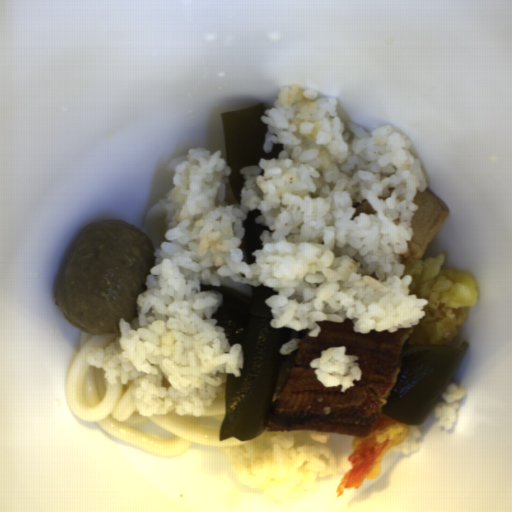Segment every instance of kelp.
<instances>
[{
  "label": "kelp",
  "mask_w": 512,
  "mask_h": 512,
  "mask_svg": "<svg viewBox=\"0 0 512 512\" xmlns=\"http://www.w3.org/2000/svg\"><path fill=\"white\" fill-rule=\"evenodd\" d=\"M262 216L261 209L250 210L247 212L246 218L242 221L245 234L239 244L242 252L241 262H245L248 266L256 261L253 253L259 251L263 247L260 237L263 231L274 232L270 229L269 225L257 224L256 218Z\"/></svg>",
  "instance_id": "kelp-4"
},
{
  "label": "kelp",
  "mask_w": 512,
  "mask_h": 512,
  "mask_svg": "<svg viewBox=\"0 0 512 512\" xmlns=\"http://www.w3.org/2000/svg\"><path fill=\"white\" fill-rule=\"evenodd\" d=\"M251 296L235 288L200 284L199 292L216 291L222 303L213 318L223 328L230 345L241 344L243 367L239 376L227 374L225 379L224 418L219 441L235 438L242 442L255 440L268 425L277 373L285 354L280 349L303 331L271 325L272 307L267 300L278 295L264 285L249 286Z\"/></svg>",
  "instance_id": "kelp-1"
},
{
  "label": "kelp",
  "mask_w": 512,
  "mask_h": 512,
  "mask_svg": "<svg viewBox=\"0 0 512 512\" xmlns=\"http://www.w3.org/2000/svg\"><path fill=\"white\" fill-rule=\"evenodd\" d=\"M266 111L260 102L249 108L220 112L219 120L224 134V160L230 166L228 176L238 205L242 200L245 184L241 169L247 166H259L261 159H278L283 152L282 144H273L268 152L264 143L269 124L262 121Z\"/></svg>",
  "instance_id": "kelp-3"
},
{
  "label": "kelp",
  "mask_w": 512,
  "mask_h": 512,
  "mask_svg": "<svg viewBox=\"0 0 512 512\" xmlns=\"http://www.w3.org/2000/svg\"><path fill=\"white\" fill-rule=\"evenodd\" d=\"M441 345L404 346L396 376L380 415L405 424H421L442 401L444 389L452 384L468 350Z\"/></svg>",
  "instance_id": "kelp-2"
}]
</instances>
